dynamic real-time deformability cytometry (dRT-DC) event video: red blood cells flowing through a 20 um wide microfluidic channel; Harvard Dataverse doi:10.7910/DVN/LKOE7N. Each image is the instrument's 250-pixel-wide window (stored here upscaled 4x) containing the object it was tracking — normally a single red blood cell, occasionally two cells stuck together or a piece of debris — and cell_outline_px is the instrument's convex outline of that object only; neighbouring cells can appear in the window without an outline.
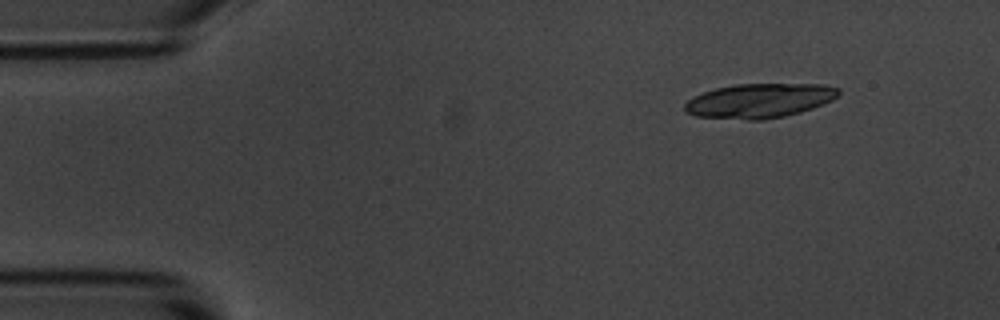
{"species": "common noctule bat (a hibernating species)", "species_latin": "Nyctalus noctula", "temperature_condition": "room temperature", "stored_images_in_passage": 8, "camera_frame_rate_fps": 3000, "um_per_image_px": 0.085, "animal": {"sex": "male", "body_mass_g": 20.1, "forearm_length_mm": 53.5}, "frame": {"image": 1, "passage_image": 1, "time_ms": 0.0, "image_size_px": [1000, 320], "cell_outline_px": [[840, 96], [824, 104], [800, 112], [784, 116], [764, 120], [748, 120], [696, 116], [684, 112], [684, 104], [692, 96], [716, 88], [736, 84], [824, 84], [840, 88]], "centroid_in_image_um": [64.57, 8.56], "position_along_channel_um": 20.4, "area_um2": 31.1}}
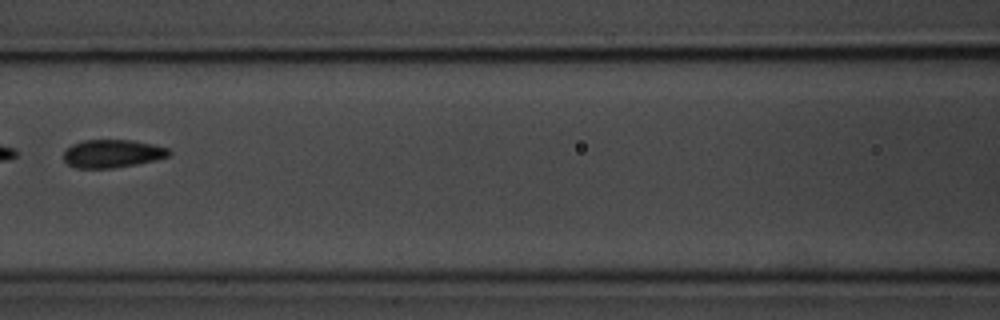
{"frame": {"image": 2, "passage_image": 6, "time_ms": 6.0, "image_size_px": [1000, 320], "cell_outline_px": [[172, 152], [168, 156], [136, 164], [112, 168], [76, 168], [68, 164], [64, 160], [64, 152], [72, 144], [84, 140], [132, 140], [152, 144], [168, 148]], "centroid_in_image_um": [9.53, 13.05], "position_along_channel_um": 157.1, "area_um2": 17.05}}
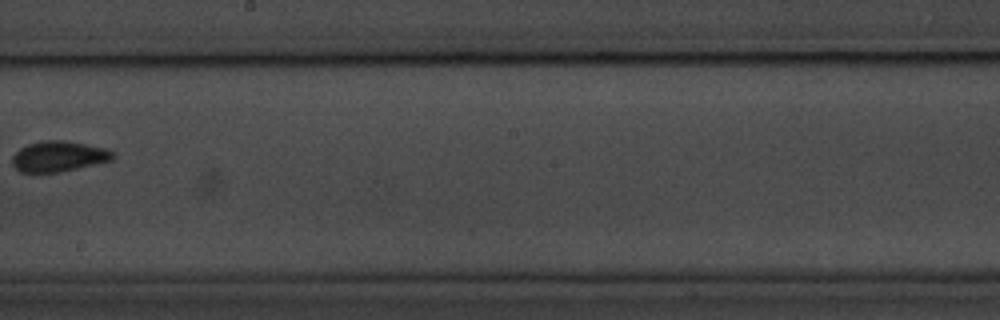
{"frame": {"image": 3, "passage_image": 8, "time_ms": 8.333, "image_size_px": [1000, 320], "cell_outline_px": [[116, 156], [112, 160], [76, 168], [56, 172], [20, 172], [12, 164], [12, 156], [20, 148], [28, 144], [44, 140], [64, 140], [108, 148], [116, 152]], "centroid_in_image_um": [5.02, 13.27], "position_along_channel_um": 243.2, "area_um2": 17.92}}